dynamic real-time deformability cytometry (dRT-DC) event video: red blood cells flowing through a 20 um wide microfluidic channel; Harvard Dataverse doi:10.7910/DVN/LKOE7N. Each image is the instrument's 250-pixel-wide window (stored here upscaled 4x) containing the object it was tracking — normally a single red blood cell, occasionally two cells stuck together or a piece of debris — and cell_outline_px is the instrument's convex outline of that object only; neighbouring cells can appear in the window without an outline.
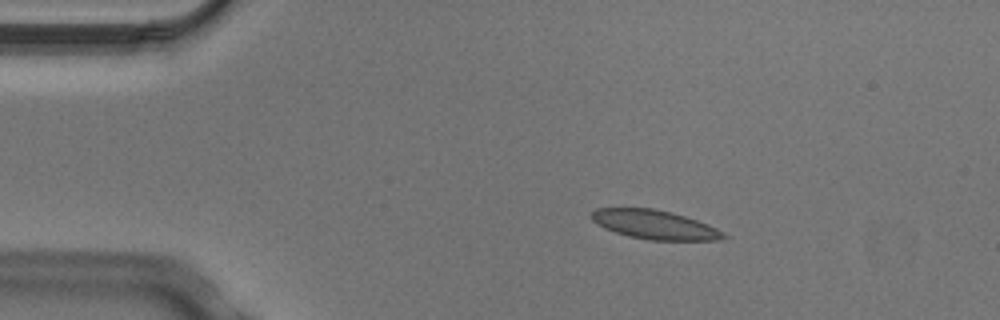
{"species": "Egyptian fruit bat (a non-hibernating species)", "species_latin": "Rousettus aegyptiacus", "temperature_condition": "cold", "stored_images_in_passage": 7, "camera_frame_rate_fps": 3000, "um_per_image_px": 0.085, "animal": {"sex": "male"}, "frame": {"image": 1, "passage_image": 2, "time_ms": 0.333, "image_size_px": [1000, 320], "cell_outline_px": [[728, 236], [720, 240], [648, 240], [628, 236], [604, 228], [596, 224], [592, 220], [592, 212], [596, 208], [652, 208], [672, 212], [708, 224], [724, 232]], "centroid_in_image_um": [55.65, 19.1], "position_along_channel_um": 29.4, "area_um2": 22.31}}
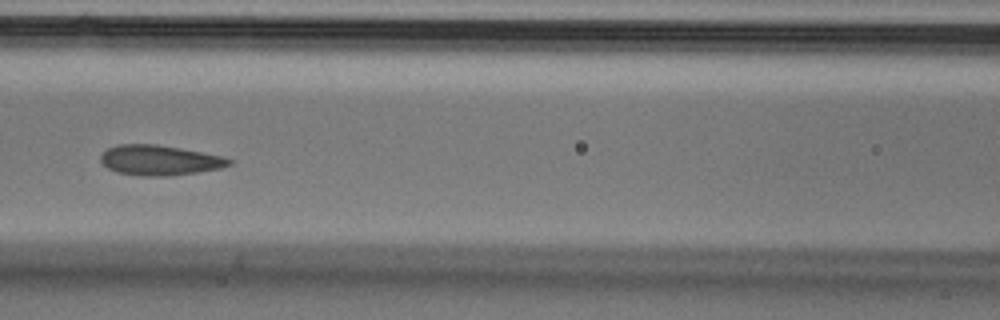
{"frame": {"image": 2, "passage_image": 6, "time_ms": 1.667, "image_size_px": [1000, 320], "cell_outline_px": [[232, 164], [220, 168], [172, 176], [140, 176], [116, 172], [108, 168], [100, 160], [100, 156], [108, 148], [120, 144], [156, 144], [180, 148], [224, 156], [232, 160]], "centroid_in_image_um": [13.57, 13.62], "position_along_channel_um": 153.0, "area_um2": 22.54}}
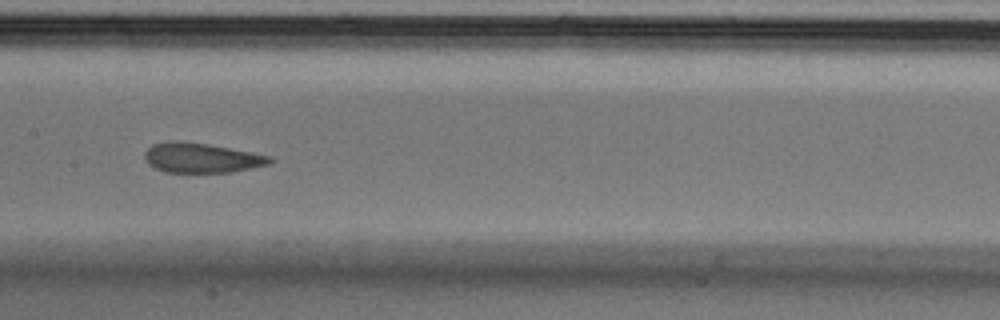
{"frame": {"image": 3, "passage_image": 7, "time_ms": 2.0, "image_size_px": [1000, 320], "cell_outline_px": [[272, 160], [268, 164], [252, 168], [232, 172], [164, 172], [148, 164], [144, 160], [144, 152], [152, 144], [168, 140], [184, 140], [208, 144], [272, 156]], "centroid_in_image_um": [17.07, 13.4], "position_along_channel_um": 190.3, "area_um2": 21.91}}